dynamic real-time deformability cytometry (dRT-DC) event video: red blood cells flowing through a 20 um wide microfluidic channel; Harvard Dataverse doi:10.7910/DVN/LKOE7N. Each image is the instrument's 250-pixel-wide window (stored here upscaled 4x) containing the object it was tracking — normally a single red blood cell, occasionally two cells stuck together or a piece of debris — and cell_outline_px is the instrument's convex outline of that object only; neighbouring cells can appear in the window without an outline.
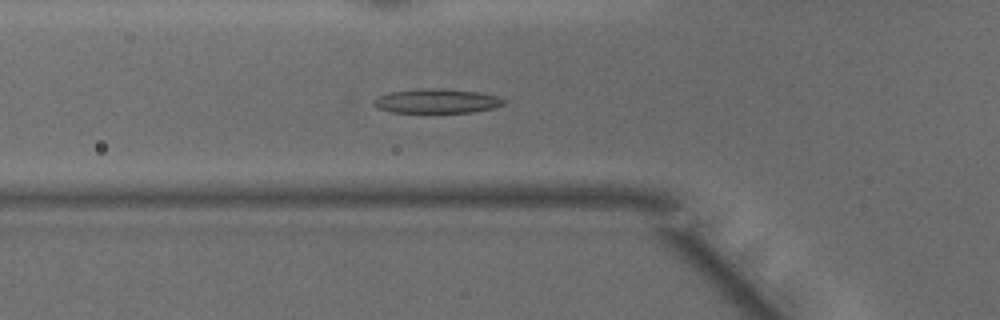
{"species": "common noctule bat (a hibernating species)", "species_latin": "Nyctalus noctula", "temperature_condition": "warm", "stored_images_in_passage": 39, "camera_frame_rate_fps": 3000, "um_per_image_px": 0.085, "animal": {"sex": "male", "body_mass_g": 15.6}, "frame": {"image": 1, "passage_image": 8, "time_ms": 2.333, "image_size_px": [1000, 320], "cell_outline_px": [[508, 104], [492, 108], [472, 112], [392, 112], [376, 108], [372, 104], [372, 100], [388, 92], [424, 88], [444, 88], [480, 92], [496, 96], [508, 100]], "centroid_in_image_um": [37.15, 8.58], "position_along_channel_um": 88.7, "area_um2": 18.67}}
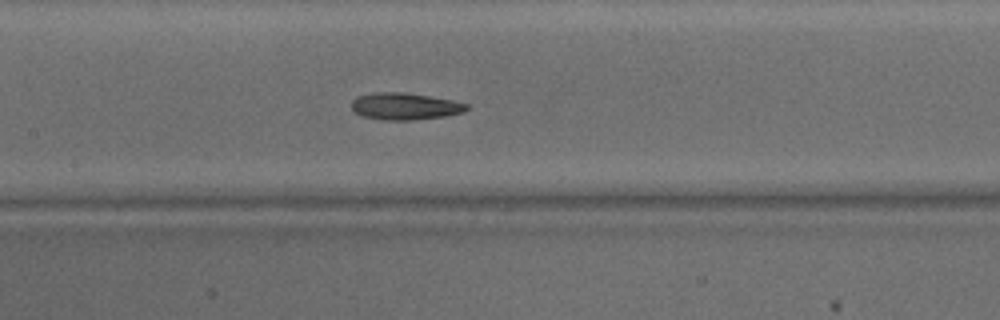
{"frame": {"image": 2, "passage_image": 14, "time_ms": 4.333, "image_size_px": [1000, 320], "cell_outline_px": [[468, 108], [464, 112], [448, 116], [412, 120], [384, 120], [360, 116], [352, 108], [352, 100], [356, 96], [372, 92], [400, 92], [428, 96], [452, 100], [468, 104]], "centroid_in_image_um": [34.4, 9.04], "position_along_channel_um": 173.0, "area_um2": 18.15}}
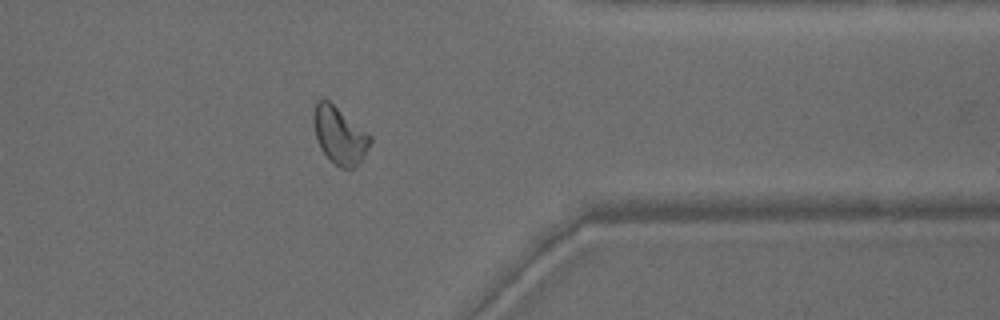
{"frame": {"image": 3, "passage_image": 30, "time_ms": 9.667, "image_size_px": [1000, 320], "cell_outline_px": [[372, 140], [364, 156], [352, 168], [340, 168], [320, 148], [316, 136], [312, 120], [312, 116], [316, 100], [328, 100], [368, 132], [372, 136]], "centroid_in_image_um": [28.86, 11.47], "position_along_channel_um": 382.5, "area_um2": 18.61}, "authors_computed_cell_mechanics": {"area_um2": 18.3804, "velocity_mm_per_s": 4.1776, "shape_relaxation_time_tau1_ms": 5.982, "shape_relaxation_time_tau2_ms": 4.888, "deformation_change_tau1": 0.1657, "deformation_change_tau2": 0.117}}